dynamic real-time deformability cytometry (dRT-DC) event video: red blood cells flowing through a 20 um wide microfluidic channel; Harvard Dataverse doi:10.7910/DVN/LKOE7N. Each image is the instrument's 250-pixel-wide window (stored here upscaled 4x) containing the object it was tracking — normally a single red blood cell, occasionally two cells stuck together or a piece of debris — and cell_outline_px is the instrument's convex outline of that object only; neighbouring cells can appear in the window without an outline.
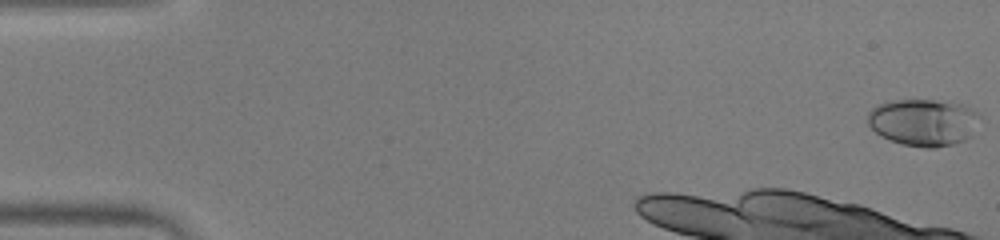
{"species": "human", "species_latin": "Homo sapiens", "temperature_condition": "warm", "stored_images_in_passage": 47, "camera_frame_rate_fps": 3000, "um_per_image_px": 0.085, "donor": {"sex": "male"}, "frame": {"image": 1, "passage_image": 1, "time_ms": 0.0, "image_size_px": [1000, 240], "cell_outline_px": [[980, 116], [972, 136], [964, 140], [952, 144], [936, 148], [924, 148], [904, 144], [880, 136], [868, 124], [868, 112], [876, 104], [896, 100], [932, 100], [964, 104], [972, 108]], "centroid_in_image_um": [78.5, 10.39], "position_along_channel_um": 6.5, "area_um2": 30.75}}
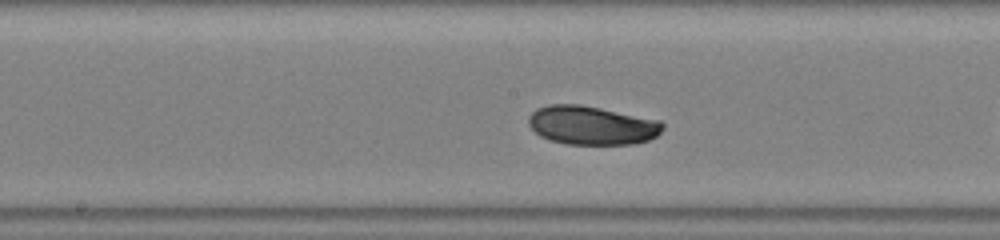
{"frame": {"image": 2, "passage_image": 21, "time_ms": 6.667, "image_size_px": [1000, 240], "cell_outline_px": [[664, 128], [656, 136], [648, 140], [636, 144], [568, 144], [552, 140], [540, 136], [528, 124], [528, 116], [536, 108], [548, 104], [580, 104], [660, 120], [664, 124]], "centroid_in_image_um": [50.3, 10.64], "position_along_channel_um": 197.9, "area_um2": 30.35}}
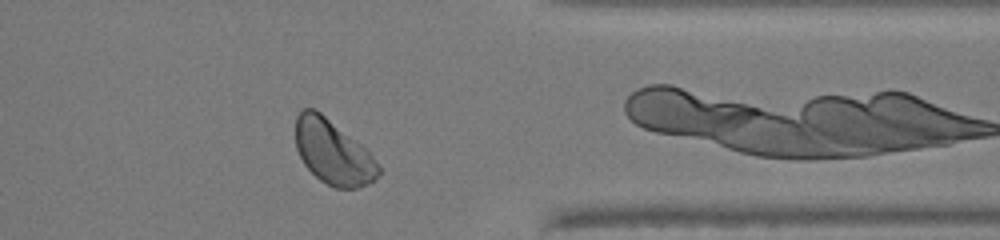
{"frame": {"image": 3, "passage_image": 36, "time_ms": 11.667, "image_size_px": [1000, 240], "cell_outline_px": [[380, 172], [368, 184], [360, 188], [336, 188], [320, 180], [304, 164], [296, 148], [296, 116], [304, 108], [312, 108], [320, 112], [360, 144], [372, 156], [380, 168]], "centroid_in_image_um": [28.28, 12.94], "position_along_channel_um": 383.1, "area_um2": 30.52}, "authors_computed_cell_mechanics": {"area_um2": 30.2294, "velocity_mm_per_s": 3.9199, "shape_relaxation_time_tau1_ms": 2.5665, "shape_relaxation_time_tau2_ms": null, "deformation_change_tau1": 0.0953, "deformation_change_tau2": null}}